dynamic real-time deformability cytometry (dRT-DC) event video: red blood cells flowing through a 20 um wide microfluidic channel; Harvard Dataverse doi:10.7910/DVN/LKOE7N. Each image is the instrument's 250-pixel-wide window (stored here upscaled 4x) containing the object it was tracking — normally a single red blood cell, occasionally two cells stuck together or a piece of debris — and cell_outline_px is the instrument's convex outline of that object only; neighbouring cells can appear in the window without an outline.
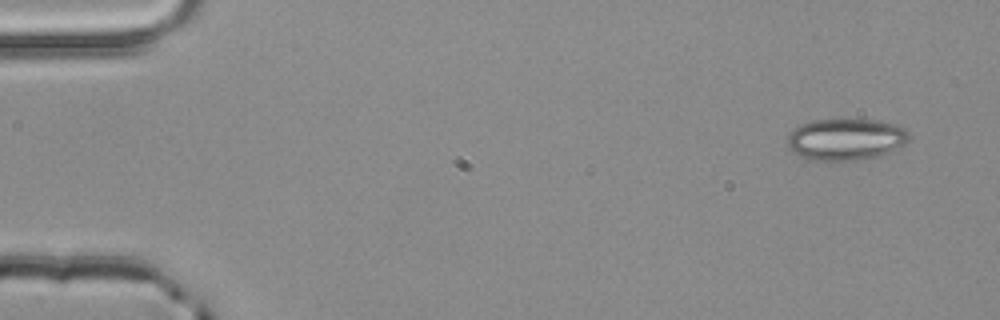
{"species": "common noctule bat (a hibernating species)", "species_latin": "Nyctalus noctula", "temperature_condition": "room temperature", "stored_images_in_passage": 4, "camera_frame_rate_fps": 3000, "um_per_image_px": 0.085, "animal": {"sex": "male", "body_mass_g": 20.4}, "frame": {"image": 1, "passage_image": 1, "time_ms": 0.0, "image_size_px": [1000, 320], "cell_outline_px": [[908, 140], [904, 144], [880, 156], [856, 160], [812, 160], [800, 156], [792, 152], [788, 148], [788, 136], [800, 124], [812, 120], [876, 120], [896, 124], [904, 128], [908, 132]], "centroid_in_image_um": [71.88, 11.84], "position_along_channel_um": 13.1, "area_um2": 29.3}}